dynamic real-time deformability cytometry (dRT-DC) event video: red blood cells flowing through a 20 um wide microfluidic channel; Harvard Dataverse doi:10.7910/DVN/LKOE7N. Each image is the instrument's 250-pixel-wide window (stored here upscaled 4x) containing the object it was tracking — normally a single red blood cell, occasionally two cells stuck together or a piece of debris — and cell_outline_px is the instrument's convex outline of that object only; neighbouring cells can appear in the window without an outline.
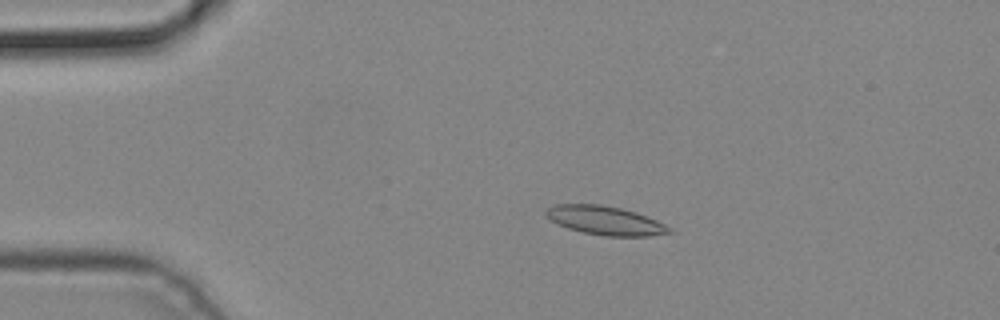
{"species": "common noctule bat (a hibernating species)", "species_latin": "Nyctalus noctula", "temperature_condition": "cold", "stored_images_in_passage": 4, "camera_frame_rate_fps": 3000, "um_per_image_px": 0.085, "animal": {"sex": "male", "body_mass_g": 19.2, "forearm_length_mm": 51.8}, "frame": {"image": 1, "passage_image": 3, "time_ms": 0.667, "image_size_px": [1000, 320], "cell_outline_px": [[672, 232], [648, 236], [604, 236], [584, 232], [568, 228], [552, 220], [544, 212], [548, 208], [556, 204], [600, 204], [620, 208], [636, 212], [648, 216], [672, 228]], "centroid_in_image_um": [51.48, 18.74], "position_along_channel_um": 33.5, "area_um2": 20.46}}